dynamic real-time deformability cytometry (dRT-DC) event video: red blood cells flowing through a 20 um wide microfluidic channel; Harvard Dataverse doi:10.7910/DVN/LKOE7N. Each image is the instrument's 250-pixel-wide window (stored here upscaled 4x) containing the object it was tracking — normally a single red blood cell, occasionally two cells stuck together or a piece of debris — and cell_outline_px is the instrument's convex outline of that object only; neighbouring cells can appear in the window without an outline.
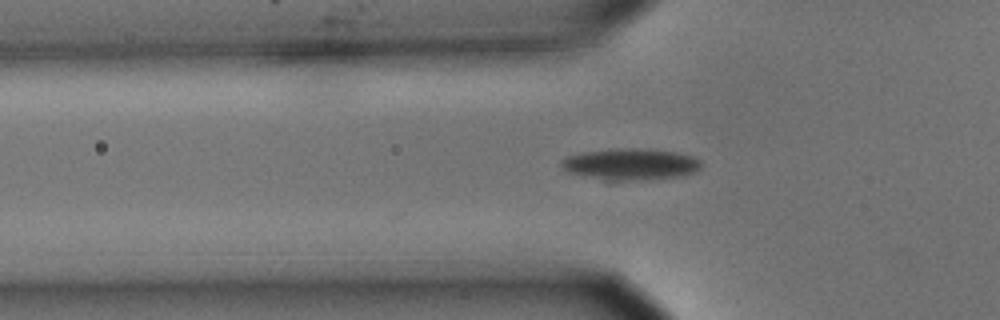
{"species": "common noctule bat (a hibernating species)", "species_latin": "Nyctalus noctula", "temperature_condition": "cold", "stored_images_in_passage": 26, "camera_frame_rate_fps": 3000, "um_per_image_px": 0.085, "animal": {"sex": "male", "body_mass_g": 15.6}, "frame": {"image": 1, "passage_image": 2, "time_ms": 0.333, "image_size_px": [1000, 320], "cell_outline_px": [[700, 168], [696, 172], [684, 176], [616, 184], [612, 184], [568, 172], [560, 164], [560, 160], [568, 156], [580, 152], [628, 148], [632, 148], [676, 152], [692, 156], [700, 160]], "centroid_in_image_um": [53.57, 14.03], "position_along_channel_um": 72.2, "area_um2": 26.65}}
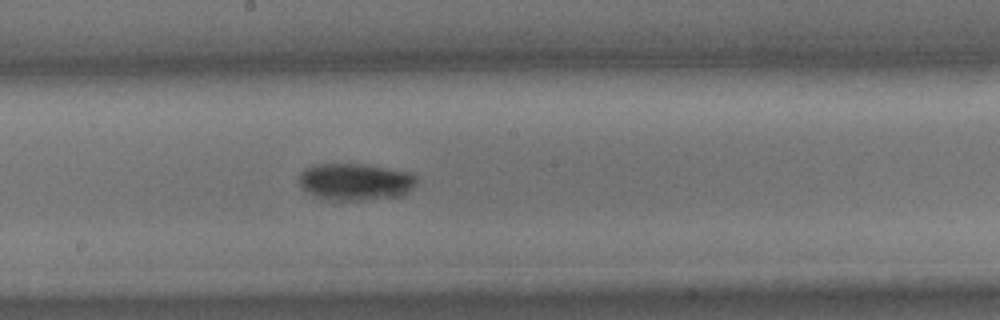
{"frame": {"image": 2, "passage_image": 14, "time_ms": 4.333, "image_size_px": [1000, 320], "cell_outline_px": [[416, 184], [404, 196], [364, 200], [328, 200], [316, 196], [308, 192], [300, 184], [300, 172], [304, 168], [312, 164], [368, 164], [408, 172], [416, 176]], "centroid_in_image_um": [30.22, 15.45], "position_along_channel_um": 218.0, "area_um2": 25.49}}
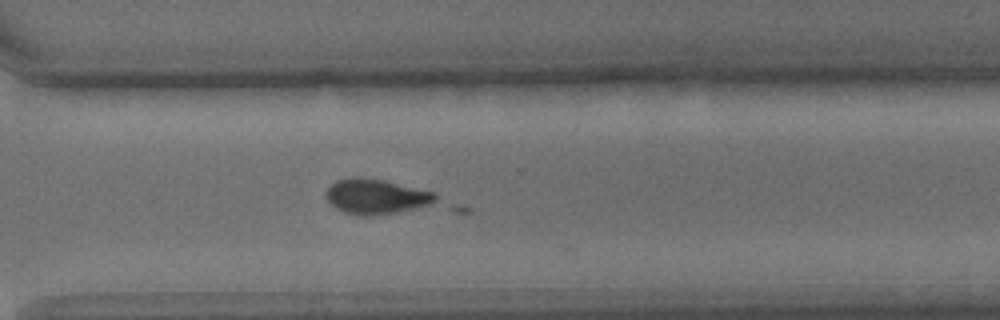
{"frame": {"image": 3, "passage_image": 24, "time_ms": 7.667, "image_size_px": [1000, 320], "cell_outline_px": [[472, 208], [468, 212], [372, 216], [360, 216], [344, 212], [336, 208], [328, 200], [324, 192], [328, 184], [336, 180], [352, 176], [360, 176], [384, 180], [436, 192]], "centroid_in_image_um": [32.91, 16.87], "position_along_channel_um": 337.7, "area_um2": 28.09}}